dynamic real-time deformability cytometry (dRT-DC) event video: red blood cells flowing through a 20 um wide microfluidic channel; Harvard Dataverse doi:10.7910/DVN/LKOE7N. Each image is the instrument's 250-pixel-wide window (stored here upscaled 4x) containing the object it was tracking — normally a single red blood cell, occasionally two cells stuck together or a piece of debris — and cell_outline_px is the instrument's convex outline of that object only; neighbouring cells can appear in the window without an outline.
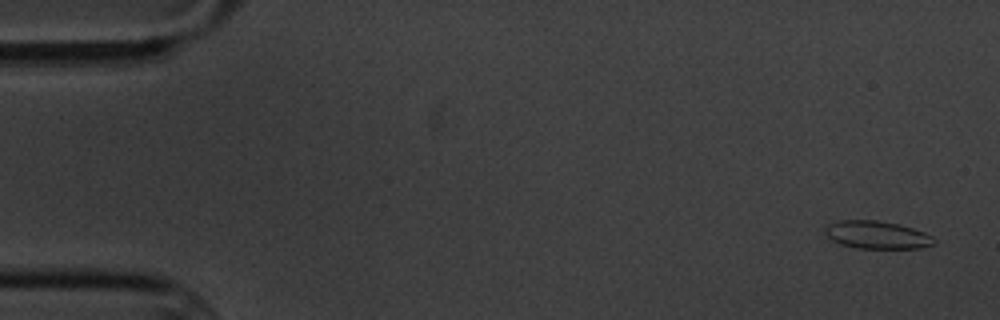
{"species": "common noctule bat (a hibernating species)", "species_latin": "Nyctalus noctula", "temperature_condition": "cold", "stored_images_in_passage": 4, "camera_frame_rate_fps": 3000, "um_per_image_px": 0.085, "animal": {"sex": "male", "body_mass_g": 20.1, "forearm_length_mm": 53.5}, "frame": {"image": 1, "passage_image": 1, "time_ms": 0.0, "image_size_px": [1000, 320], "cell_outline_px": [[936, 240], [932, 244], [920, 248], [856, 248], [840, 244], [824, 236], [824, 228], [828, 224], [840, 220], [876, 220], [896, 224], [912, 228], [924, 232], [932, 236]], "centroid_in_image_um": [74.48, 19.96], "position_along_channel_um": 10.5, "area_um2": 17.63}}